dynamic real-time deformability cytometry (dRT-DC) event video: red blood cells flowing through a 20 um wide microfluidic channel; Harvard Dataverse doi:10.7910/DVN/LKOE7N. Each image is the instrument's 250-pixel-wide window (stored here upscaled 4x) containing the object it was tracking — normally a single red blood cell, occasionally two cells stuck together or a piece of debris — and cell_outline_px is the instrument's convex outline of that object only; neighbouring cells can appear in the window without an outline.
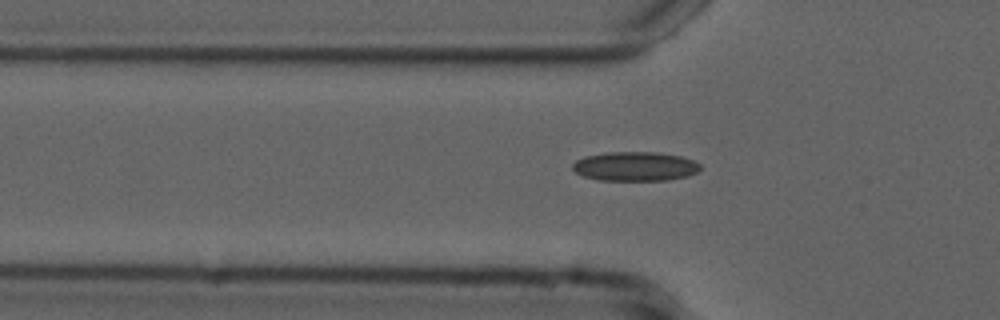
{"species": "common noctule bat (a hibernating species)", "species_latin": "Nyctalus noctula", "temperature_condition": "cold", "stored_images_in_passage": 36, "camera_frame_rate_fps": 3000, "um_per_image_px": 0.085, "animal": {"sex": "male", "forearm_length_mm": 52.5}, "frame": {"image": 1, "passage_image": 2, "time_ms": 0.333, "image_size_px": [1000, 320], "cell_outline_px": [[700, 168], [696, 172], [688, 176], [668, 180], [600, 180], [584, 176], [576, 172], [572, 168], [572, 164], [576, 160], [584, 156], [604, 152], [656, 152], [680, 156], [692, 160], [700, 164]], "centroid_in_image_um": [53.96, 14.13], "position_along_channel_um": 71.8, "area_um2": 21.73}}
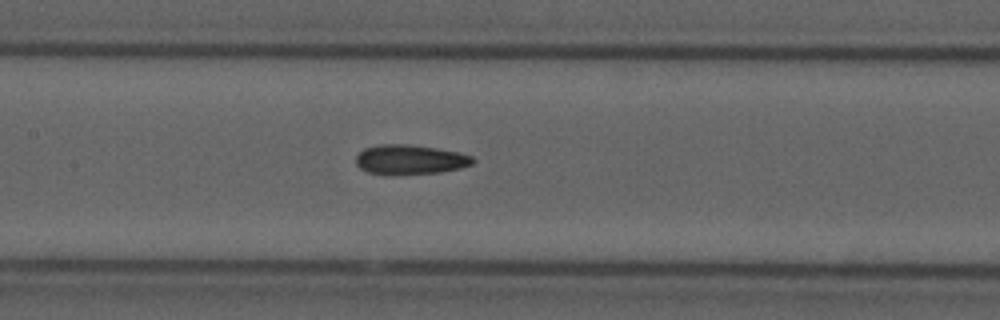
{"frame": {"image": 2, "passage_image": 10, "time_ms": 3.0, "image_size_px": [1000, 320], "cell_outline_px": [[476, 160], [472, 164], [460, 168], [440, 172], [396, 176], [384, 176], [368, 172], [360, 168], [356, 164], [356, 156], [364, 148], [380, 144], [408, 144], [436, 148], [456, 152], [472, 156]], "centroid_in_image_um": [34.81, 13.59], "position_along_channel_um": 172.6, "area_um2": 20.58}}
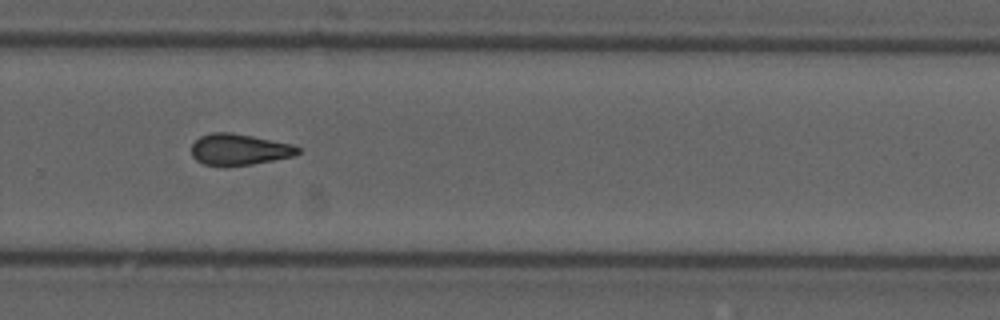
{"frame": {"image": 3, "passage_image": 21, "time_ms": 6.667, "image_size_px": [1000, 320], "cell_outline_px": [[300, 152], [292, 156], [252, 164], [204, 164], [196, 160], [192, 156], [192, 144], [200, 136], [212, 132], [232, 132], [292, 144], [300, 148]], "centroid_in_image_um": [20.33, 12.67], "position_along_channel_um": 309.5, "area_um2": 18.9}}